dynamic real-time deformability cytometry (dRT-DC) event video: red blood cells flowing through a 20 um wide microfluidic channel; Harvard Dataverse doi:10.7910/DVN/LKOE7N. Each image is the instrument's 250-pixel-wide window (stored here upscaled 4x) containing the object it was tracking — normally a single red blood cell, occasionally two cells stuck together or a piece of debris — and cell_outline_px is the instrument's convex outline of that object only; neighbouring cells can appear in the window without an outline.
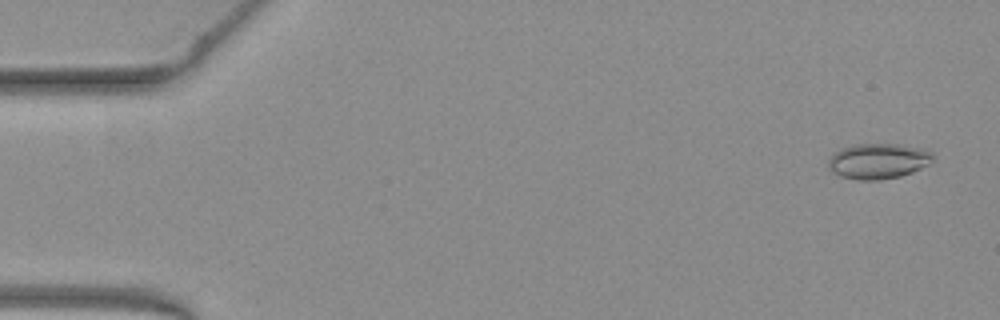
{"species": "common noctule bat (a hibernating species)", "species_latin": "Nyctalus noctula", "temperature_condition": "warm", "stored_images_in_passage": 19, "camera_frame_rate_fps": 3000, "um_per_image_px": 0.085, "animal": {"sex": "female", "body_mass_g": 19.3, "forearm_length_mm": 54.1}, "frame": {"image": 1, "passage_image": 3, "time_ms": 0.667, "image_size_px": [1000, 320], "cell_outline_px": [[932, 160], [928, 164], [912, 172], [900, 176], [880, 180], [860, 180], [840, 176], [832, 172], [828, 168], [828, 160], [840, 148], [852, 144], [900, 144], [932, 152]], "centroid_in_image_um": [74.59, 13.69], "position_along_channel_um": 10.4, "area_um2": 21.44}}
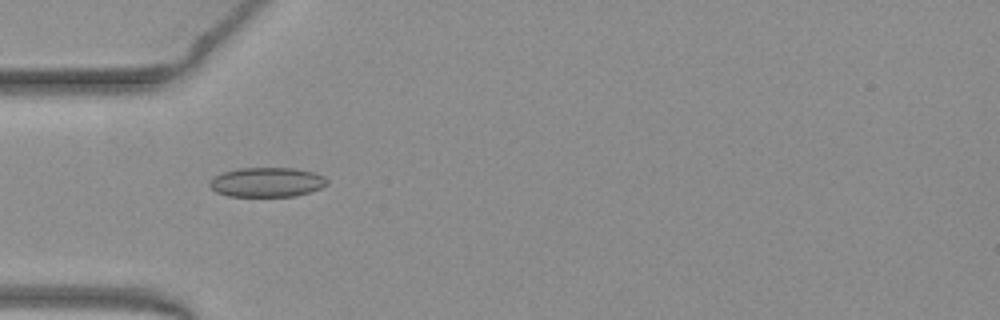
{"frame": {"image": 2, "passage_image": 17, "time_ms": 5.333, "image_size_px": [1000, 320], "cell_outline_px": [[328, 184], [320, 188], [296, 196], [228, 196], [216, 192], [208, 184], [212, 176], [224, 172], [240, 168], [296, 168], [312, 172], [324, 176], [328, 180]], "centroid_in_image_um": [22.67, 15.48], "position_along_channel_um": 62.3, "area_um2": 20.23}}